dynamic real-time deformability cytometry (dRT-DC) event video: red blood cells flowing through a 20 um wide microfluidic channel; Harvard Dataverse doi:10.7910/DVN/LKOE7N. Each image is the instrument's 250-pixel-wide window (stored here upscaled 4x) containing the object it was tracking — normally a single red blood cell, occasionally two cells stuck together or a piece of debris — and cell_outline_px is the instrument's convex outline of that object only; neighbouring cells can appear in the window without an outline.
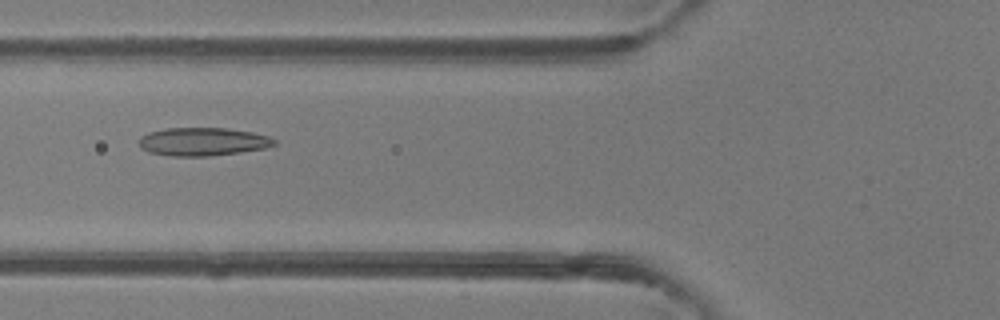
{"species": "common noctule bat (a hibernating species)", "species_latin": "Nyctalus noctula", "temperature_condition": "room temperature", "stored_images_in_passage": 5, "camera_frame_rate_fps": 3000, "um_per_image_px": 0.085, "animal": {"sex": "female"}, "frame": {"image": 1, "passage_image": 5, "time_ms": 1.333, "image_size_px": [1000, 320], "cell_outline_px": [[276, 144], [264, 148], [208, 156], [172, 156], [148, 152], [140, 148], [140, 136], [148, 132], [168, 128], [224, 128], [252, 132], [268, 136], [276, 140]], "centroid_in_image_um": [17.2, 12.04], "position_along_channel_um": 108.6, "area_um2": 22.02}}